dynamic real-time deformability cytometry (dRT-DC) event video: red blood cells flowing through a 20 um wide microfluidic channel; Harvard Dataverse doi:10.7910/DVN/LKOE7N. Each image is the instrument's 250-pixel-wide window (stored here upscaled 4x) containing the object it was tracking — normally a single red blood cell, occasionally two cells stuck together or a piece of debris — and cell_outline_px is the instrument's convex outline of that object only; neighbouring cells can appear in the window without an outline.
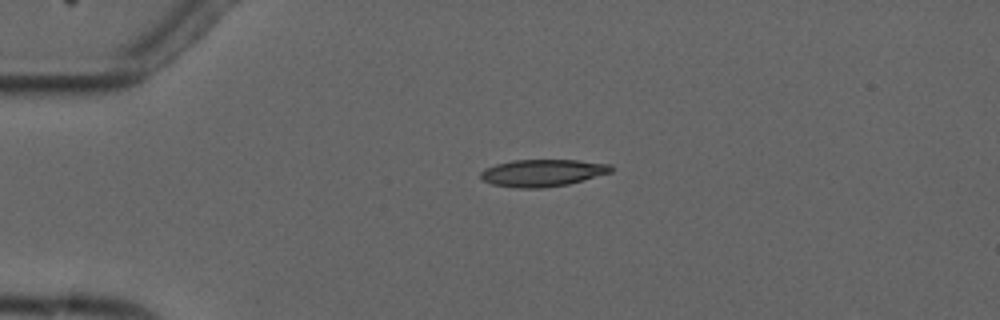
{"species": "common noctule bat (a hibernating species)", "species_latin": "Nyctalus noctula", "temperature_condition": "cold", "stored_images_in_passage": 4, "camera_frame_rate_fps": 3000, "um_per_image_px": 0.085, "animal": {"sex": "male", "forearm_length_mm": 52.5}, "frame": {"image": 1, "passage_image": 3, "time_ms": 3.667, "image_size_px": [1000, 320], "cell_outline_px": [[612, 172], [568, 184], [544, 188], [516, 188], [492, 184], [484, 180], [480, 176], [480, 172], [484, 168], [496, 164], [512, 160], [580, 160], [612, 164]], "centroid_in_image_um": [46.12, 14.69], "position_along_channel_um": 38.9, "area_um2": 20.69}}